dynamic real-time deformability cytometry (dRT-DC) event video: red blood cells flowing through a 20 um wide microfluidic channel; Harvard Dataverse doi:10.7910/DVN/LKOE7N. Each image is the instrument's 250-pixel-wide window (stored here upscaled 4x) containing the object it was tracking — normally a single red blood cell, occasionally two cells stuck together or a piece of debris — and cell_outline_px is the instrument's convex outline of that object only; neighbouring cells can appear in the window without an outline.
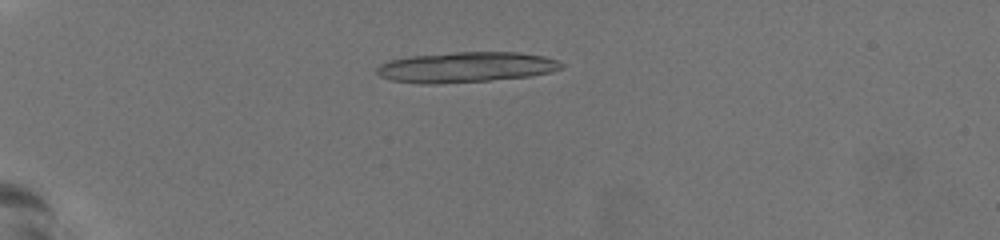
{"species": "common noctule bat (a hibernating species)", "species_latin": "Nyctalus noctula", "temperature_condition": "warm", "stored_images_in_passage": 59, "camera_frame_rate_fps": 3000, "um_per_image_px": 0.085, "animal": {"sex": "female", "body_mass_g": 19.5, "forearm_length_mm": 54.1}, "frame": {"image": 1, "passage_image": 18, "time_ms": 5.667, "image_size_px": [1000, 240], "cell_outline_px": [[564, 68], [552, 72], [528, 76], [488, 80], [440, 84], [420, 84], [392, 80], [380, 76], [376, 72], [376, 68], [380, 64], [388, 60], [408, 56], [456, 52], [520, 52], [544, 56], [560, 60], [564, 64]], "centroid_in_image_um": [39.62, 5.7], "position_along_channel_um": 45.4, "area_um2": 33.0}, "authors_computed_cell_mechanics": {"area_um2": 18.7272, "velocity_mm_per_s": 3.8132, "shape_relaxation_time_tau1_ms": null, "shape_relaxation_time_tau2_ms": 3.3951, "deformation_change_tau1": null, "deformation_change_tau2": 0.1217}}